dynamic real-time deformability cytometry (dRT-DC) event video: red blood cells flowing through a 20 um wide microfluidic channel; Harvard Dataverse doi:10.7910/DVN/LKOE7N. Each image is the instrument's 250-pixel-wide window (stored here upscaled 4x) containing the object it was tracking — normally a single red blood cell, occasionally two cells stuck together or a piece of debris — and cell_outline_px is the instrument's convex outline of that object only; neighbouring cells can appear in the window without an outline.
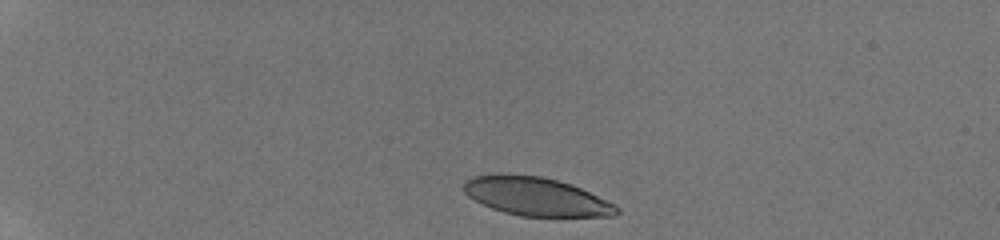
{"species": "human", "species_latin": "Homo sapiens", "temperature_condition": "room temperature", "stored_images_in_passage": 12, "camera_frame_rate_fps": 3000, "um_per_image_px": 0.085, "donor": {"sex": "male"}, "frame": {"image": 1, "passage_image": 1, "time_ms": 0.0, "image_size_px": [1000, 240], "cell_outline_px": [[620, 212], [612, 216], [520, 216], [504, 212], [492, 208], [468, 196], [464, 192], [464, 180], [472, 176], [540, 176], [556, 180], [580, 188], [616, 204], [620, 208]], "centroid_in_image_um": [45.62, 16.74], "position_along_channel_um": 39.4, "area_um2": 33.35}}
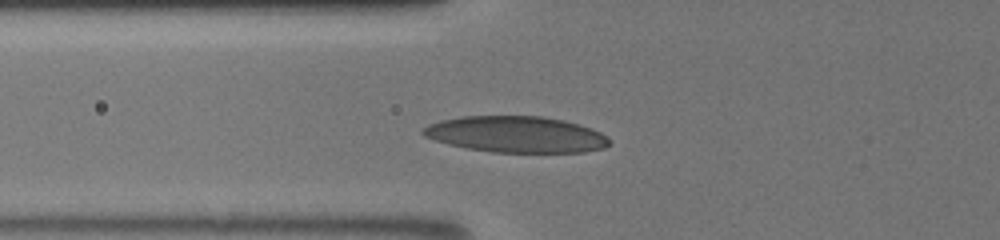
{"frame": {"image": 2, "passage_image": 9, "time_ms": 3.0, "image_size_px": [1000, 240], "cell_outline_px": [[612, 144], [604, 148], [584, 152], [492, 152], [468, 148], [448, 144], [424, 136], [420, 132], [420, 128], [428, 124], [440, 120], [464, 116], [544, 116], [564, 120], [580, 124], [592, 128], [608, 136]], "centroid_in_image_um": [43.89, 11.42], "position_along_channel_um": 81.9, "area_um2": 39.65}}
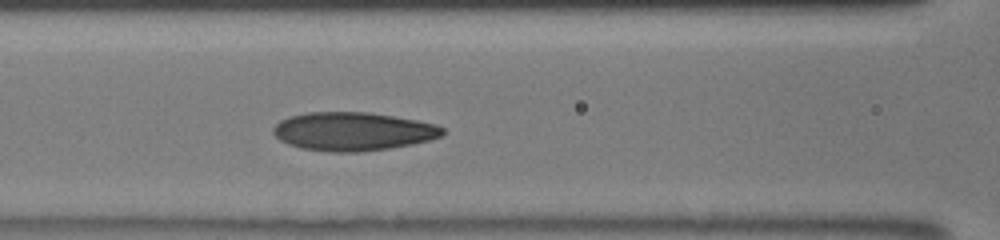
{"frame": {"image": 3, "passage_image": 12, "time_ms": 4.333, "image_size_px": [1000, 240], "cell_outline_px": [[444, 132], [440, 136], [428, 140], [412, 144], [388, 148], [360, 152], [328, 152], [300, 148], [288, 144], [280, 140], [272, 132], [272, 128], [280, 120], [288, 116], [308, 112], [368, 112], [416, 120], [436, 124], [444, 128]], "centroid_in_image_um": [29.95, 11.17], "position_along_channel_um": 136.6, "area_um2": 37.97}}